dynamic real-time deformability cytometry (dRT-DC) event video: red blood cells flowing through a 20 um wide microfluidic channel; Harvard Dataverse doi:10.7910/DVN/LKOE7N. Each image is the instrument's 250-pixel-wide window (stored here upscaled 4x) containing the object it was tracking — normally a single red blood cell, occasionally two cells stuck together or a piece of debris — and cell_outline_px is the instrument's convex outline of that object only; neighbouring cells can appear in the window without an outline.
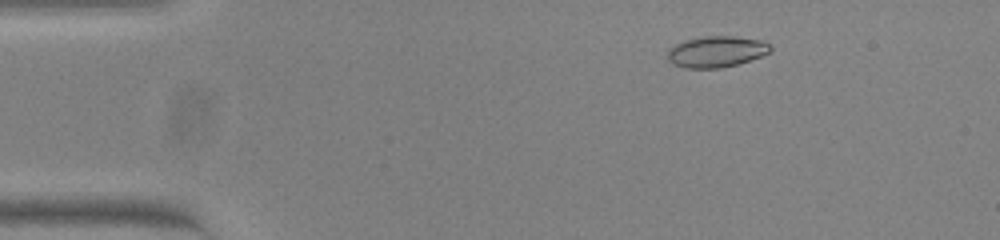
{"species": "common noctule bat (a hibernating species)", "species_latin": "Nyctalus noctula", "temperature_condition": "warm", "stored_images_in_passage": 54, "camera_frame_rate_fps": 3000, "um_per_image_px": 0.085, "animal": {"sex": "female", "body_mass_g": 23.0, "forearm_length_mm": 53.4}, "frame": {"image": 1, "passage_image": 9, "time_ms": 2.667, "image_size_px": [1000, 240], "cell_outline_px": [[772, 48], [768, 52], [760, 56], [736, 64], [720, 68], [684, 68], [668, 60], [668, 48], [684, 40], [704, 36], [732, 36], [760, 40], [768, 44]], "centroid_in_image_um": [60.85, 4.38], "position_along_channel_um": 24.2, "area_um2": 18.38}}
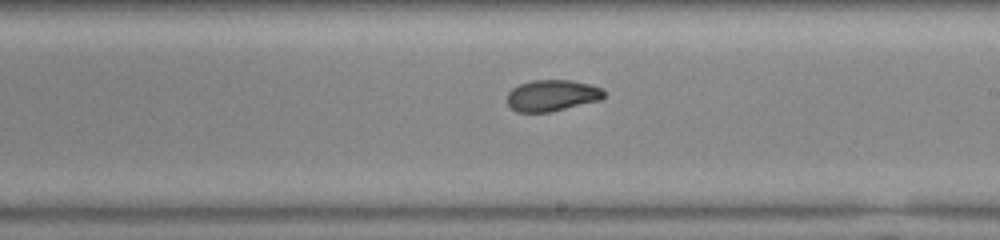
{"frame": {"image": 2, "passage_image": 32, "time_ms": 10.333, "image_size_px": [1000, 240], "cell_outline_px": [[604, 96], [600, 100], [548, 112], [516, 112], [508, 104], [508, 92], [512, 88], [520, 84], [532, 80], [572, 80], [604, 88]], "centroid_in_image_um": [46.92, 8.11], "position_along_channel_um": 242.1, "area_um2": 17.57}}
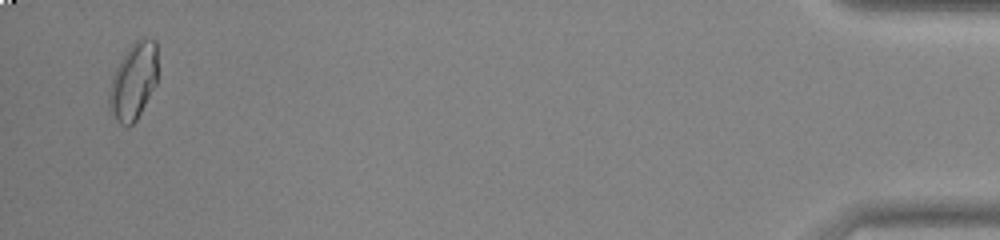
{"frame": {"image": 3, "passage_image": 53, "time_ms": 17.333, "image_size_px": [1000, 240], "cell_outline_px": [[156, 84], [136, 120], [132, 124], [120, 124], [108, 108], [108, 92], [112, 76], [116, 68], [128, 48], [136, 40], [144, 36], [156, 40]], "centroid_in_image_um": [11.33, 6.88], "position_along_channel_um": 423.9, "area_um2": 21.5}, "authors_computed_cell_mechanics": {"area_um2": 18.3804, "velocity_mm_per_s": 3.8293, "shape_relaxation_time_tau1_ms": null, "shape_relaxation_time_tau2_ms": 0.851, "deformation_change_tau1": null, "deformation_change_tau2": 0.0459}}